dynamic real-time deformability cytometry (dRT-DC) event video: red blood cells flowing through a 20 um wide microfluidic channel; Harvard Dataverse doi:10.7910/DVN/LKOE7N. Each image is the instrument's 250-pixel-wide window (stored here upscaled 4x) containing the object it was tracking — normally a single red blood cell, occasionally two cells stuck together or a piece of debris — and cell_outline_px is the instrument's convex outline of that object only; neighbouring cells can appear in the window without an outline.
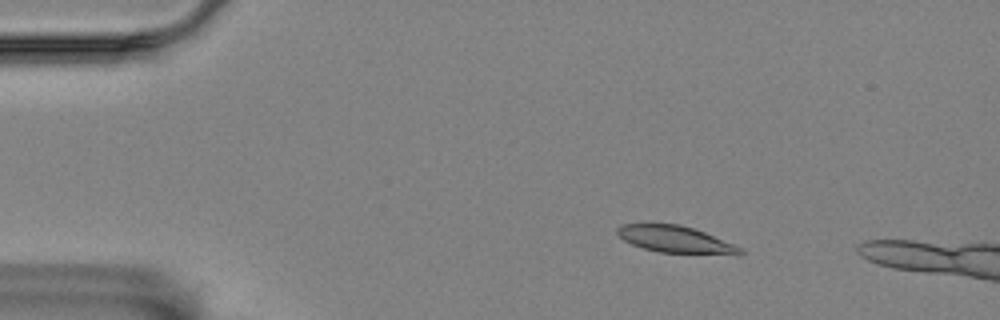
{"species": "Egyptian fruit bat (a non-hibernating species)", "species_latin": "Rousettus aegyptiacus", "temperature_condition": "room temperature", "stored_images_in_passage": 7, "camera_frame_rate_fps": 3000, "um_per_image_px": 0.085, "animal": {"sex": "female"}, "frame": {"image": 1, "passage_image": 2, "time_ms": 0.333, "image_size_px": [1000, 320], "cell_outline_px": [[744, 252], [740, 256], [736, 256], [660, 252], [644, 248], [632, 244], [624, 240], [616, 232], [616, 228], [620, 224], [680, 224], [704, 232], [744, 248]], "centroid_in_image_um": [57.51, 20.38], "position_along_channel_um": 27.5, "area_um2": 19.54}}